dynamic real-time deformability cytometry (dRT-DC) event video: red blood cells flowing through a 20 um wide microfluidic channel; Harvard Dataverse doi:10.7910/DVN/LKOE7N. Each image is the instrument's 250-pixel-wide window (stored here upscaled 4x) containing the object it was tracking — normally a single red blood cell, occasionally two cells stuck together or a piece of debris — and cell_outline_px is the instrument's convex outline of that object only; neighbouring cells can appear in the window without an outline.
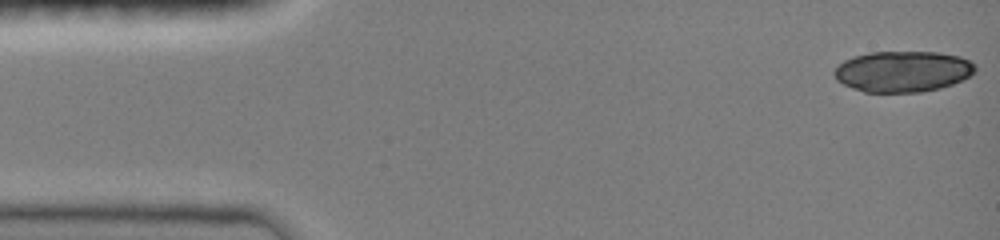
{"species": "common noctule bat (a hibernating species)", "species_latin": "Nyctalus noctula", "temperature_condition": "room temperature", "stored_images_in_passage": 8, "camera_frame_rate_fps": 3000, "um_per_image_px": 0.085, "animal": {"sex": "female", "body_mass_g": 19.0, "forearm_length_mm": 51.5}, "frame": {"image": 1, "passage_image": 1, "time_ms": 0.0, "image_size_px": [1000, 240], "cell_outline_px": [[976, 72], [952, 84], [940, 88], [920, 92], [864, 92], [852, 88], [836, 80], [832, 72], [844, 60], [852, 56], [868, 52], [940, 52], [960, 56], [976, 64]], "centroid_in_image_um": [76.72, 6.06], "position_along_channel_um": 8.3, "area_um2": 33.81}}